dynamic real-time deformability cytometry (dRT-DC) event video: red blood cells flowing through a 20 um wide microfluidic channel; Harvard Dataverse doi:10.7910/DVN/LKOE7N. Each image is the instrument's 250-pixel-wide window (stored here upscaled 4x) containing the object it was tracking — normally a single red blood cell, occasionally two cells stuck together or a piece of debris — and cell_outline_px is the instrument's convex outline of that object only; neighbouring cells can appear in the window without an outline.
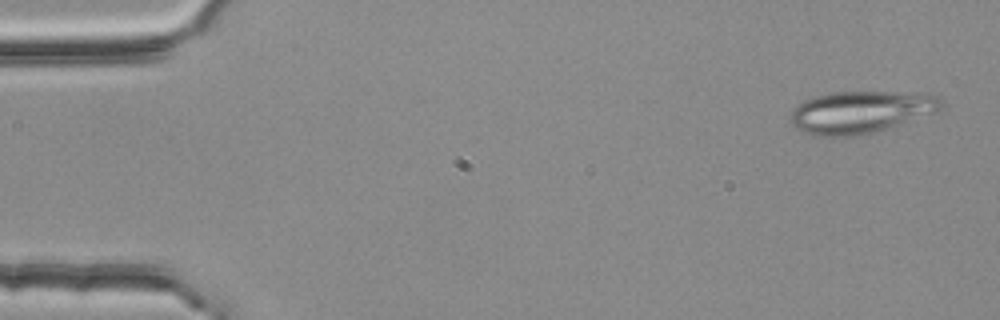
{"species": "common noctule bat (a hibernating species)", "species_latin": "Nyctalus noctula", "temperature_condition": "room temperature", "stored_images_in_passage": 54, "camera_frame_rate_fps": 3000, "um_per_image_px": 0.085, "animal": {"sex": "female", "body_mass_g": 25.1}, "frame": {"image": 1, "passage_image": 2, "time_ms": 0.333, "image_size_px": [1000, 320], "cell_outline_px": [[944, 104], [940, 112], [888, 128], [872, 132], [852, 136], [820, 136], [800, 132], [792, 124], [792, 108], [804, 100], [812, 96], [832, 92], [928, 92], [940, 96]], "centroid_in_image_um": [73.24, 9.5], "position_along_channel_um": 11.8, "area_um2": 37.69}}
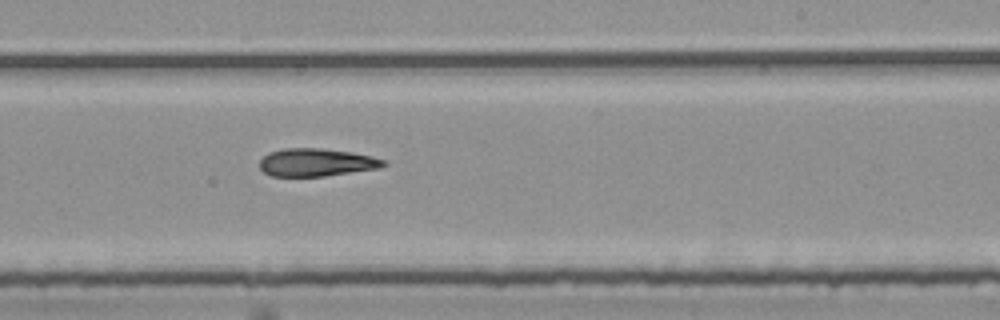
{"frame": {"image": 2, "passage_image": 32, "time_ms": 10.333, "image_size_px": [1000, 320], "cell_outline_px": [[388, 164], [380, 168], [324, 176], [272, 176], [264, 172], [260, 168], [260, 160], [268, 152], [284, 148], [320, 148], [348, 152], [372, 156], [384, 160]], "centroid_in_image_um": [26.88, 13.8], "position_along_channel_um": 262.1, "area_um2": 20.0}}
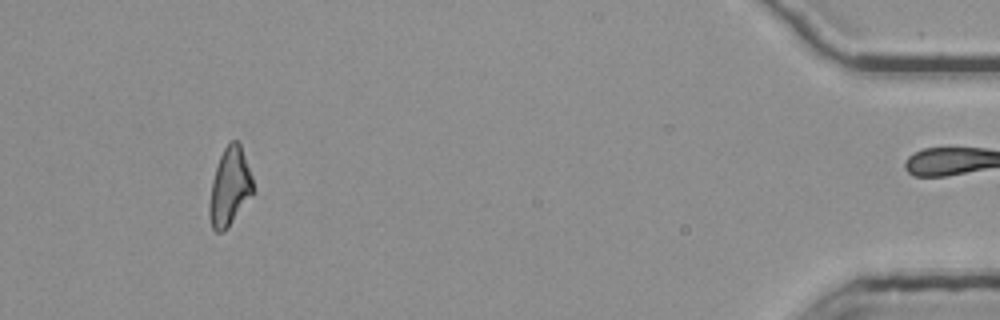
{"frame": {"image": 3, "passage_image": 50, "time_ms": 16.333, "image_size_px": [1000, 320], "cell_outline_px": [[256, 192], [228, 228], [224, 232], [216, 232], [212, 228], [208, 212], [208, 204], [212, 180], [220, 156], [224, 148], [232, 140], [236, 140], [240, 144], [252, 176]], "centroid_in_image_um": [19.54, 15.94], "position_along_channel_um": 415.7, "area_um2": 20.23}}